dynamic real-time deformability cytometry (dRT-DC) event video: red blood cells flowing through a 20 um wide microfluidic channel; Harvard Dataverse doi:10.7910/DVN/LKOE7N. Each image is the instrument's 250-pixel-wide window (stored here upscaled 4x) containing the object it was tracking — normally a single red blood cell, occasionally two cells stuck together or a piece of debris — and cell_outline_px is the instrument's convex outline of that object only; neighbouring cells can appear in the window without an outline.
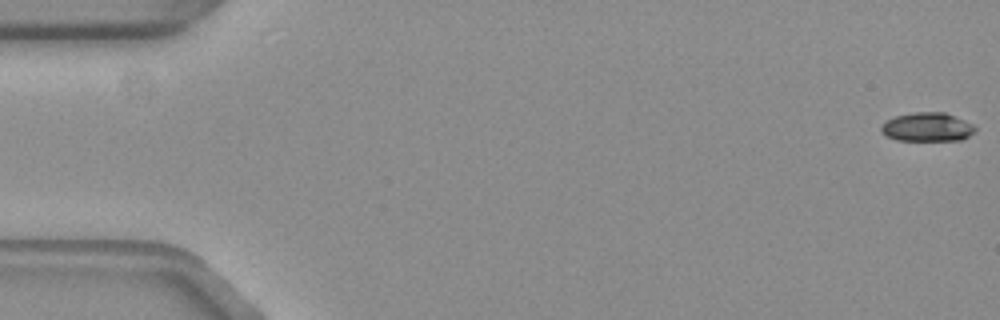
{"species": "common noctule bat (a hibernating species)", "species_latin": "Nyctalus noctula", "temperature_condition": "warm", "stored_images_in_passage": 55, "camera_frame_rate_fps": 3000, "um_per_image_px": 0.085, "animal": {"sex": "female", "body_mass_g": 19.3, "forearm_length_mm": 54.1}, "frame": {"image": 1, "passage_image": 1, "time_ms": 0.0, "image_size_px": [1000, 320], "cell_outline_px": [[976, 128], [968, 136], [960, 140], [896, 140], [884, 136], [880, 132], [880, 128], [884, 120], [896, 116], [912, 112], [944, 112], [964, 120], [972, 124]], "centroid_in_image_um": [78.74, 10.79], "position_along_channel_um": 6.3, "area_um2": 15.84}}
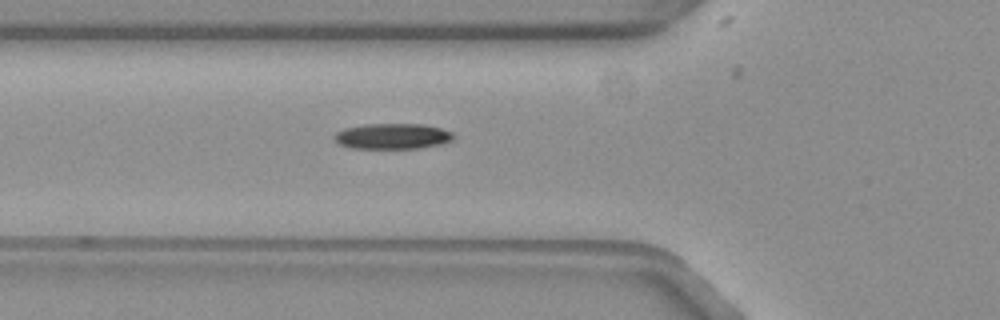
{"frame": {"image": 2, "passage_image": 20, "time_ms": 6.333, "image_size_px": [1000, 320], "cell_outline_px": [[456, 136], [452, 140], [440, 144], [416, 148], [352, 148], [336, 144], [332, 136], [336, 132], [344, 128], [368, 124], [424, 124], [440, 128], [452, 132]], "centroid_in_image_um": [33.32, 11.58], "position_along_channel_um": 92.5, "area_um2": 17.86}}
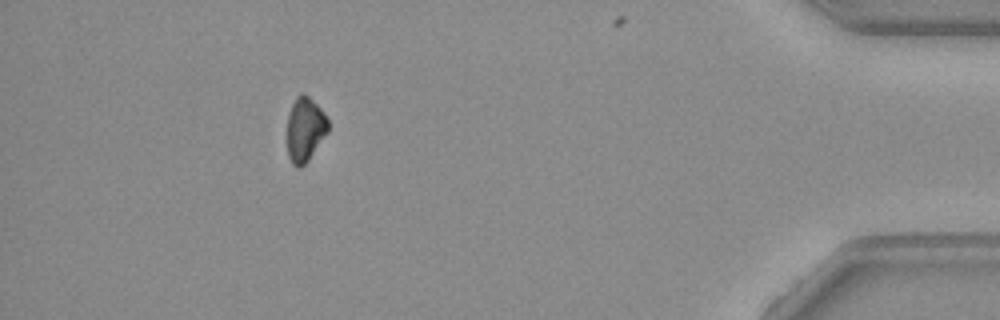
{"frame": {"image": 3, "passage_image": 50, "time_ms": 16.333, "image_size_px": [1000, 320], "cell_outline_px": [[328, 132], [308, 160], [300, 168], [296, 168], [292, 164], [288, 156], [288, 112], [296, 96], [300, 92], [304, 92], [320, 108], [328, 120]], "centroid_in_image_um": [25.92, 10.99], "position_along_channel_um": 409.3, "area_um2": 15.32}}